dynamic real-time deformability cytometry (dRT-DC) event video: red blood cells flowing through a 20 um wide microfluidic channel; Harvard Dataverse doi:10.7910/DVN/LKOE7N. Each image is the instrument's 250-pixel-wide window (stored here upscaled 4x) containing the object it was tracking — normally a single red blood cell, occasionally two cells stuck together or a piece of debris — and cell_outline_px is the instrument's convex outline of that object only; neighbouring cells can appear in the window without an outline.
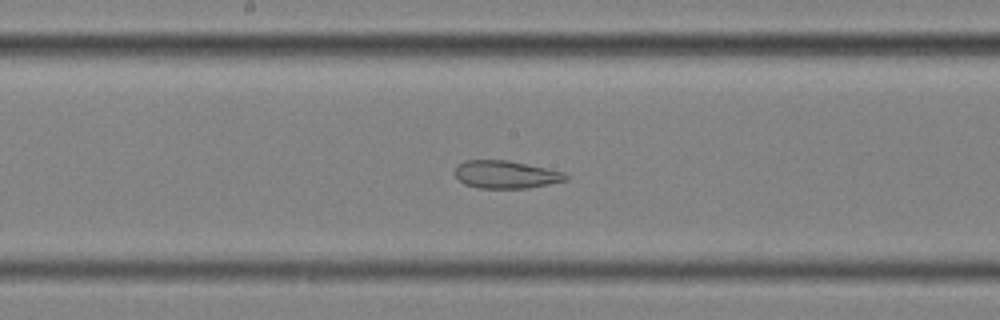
{"species": "common noctule bat (a hibernating species)", "species_latin": "Nyctalus noctula", "temperature_condition": "cold", "stored_images_in_passage": 45, "segment_of_instrument_passage": [2, 2], "camera_frame_rate_fps": 3000, "um_per_image_px": 0.085, "animal": {"sex": "female", "body_mass_g": 25.1}, "frame": {"image": 1, "passage_image": 18, "time_ms": 5.667, "image_size_px": [1000, 320], "cell_outline_px": [[568, 180], [528, 188], [476, 188], [464, 184], [456, 176], [456, 168], [464, 160], [508, 160], [548, 168], [564, 172], [568, 176]], "centroid_in_image_um": [43.02, 14.83], "position_along_channel_um": 205.2, "area_um2": 17.92}}
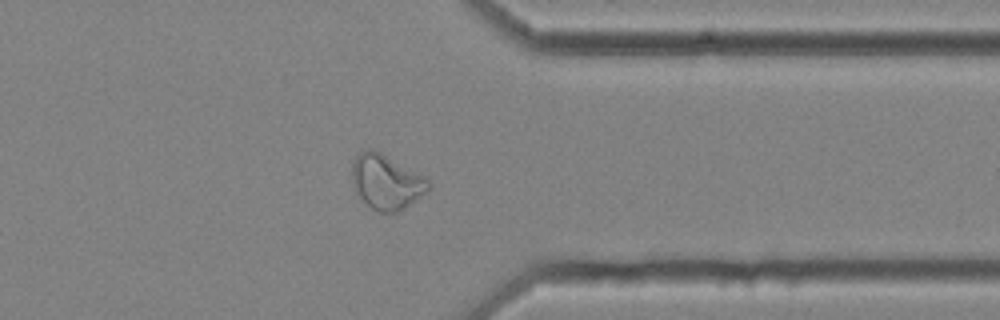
{"frame": {"image": 2, "passage_image": 33, "time_ms": 10.667, "image_size_px": [1000, 320], "cell_outline_px": [[432, 184], [428, 192], [404, 208], [396, 212], [380, 212], [372, 208], [356, 192], [352, 180], [352, 164], [356, 156], [364, 148], [372, 148], [380, 152], [424, 176]], "centroid_in_image_um": [32.85, 15.44], "position_along_channel_um": 378.6, "area_um2": 24.22}}
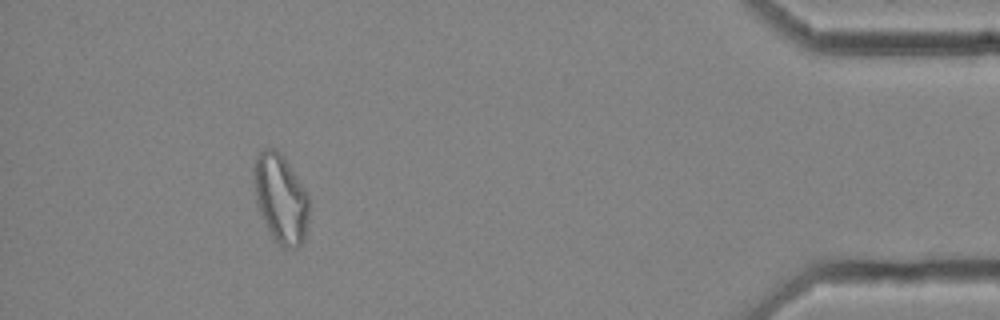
{"frame": {"image": 3, "passage_image": 40, "time_ms": 13.0, "image_size_px": [1000, 320], "cell_outline_px": [[308, 216], [304, 240], [296, 248], [284, 248], [268, 232], [256, 204], [252, 172], [252, 168], [256, 156], [264, 148], [276, 148], [284, 156], [308, 192]], "centroid_in_image_um": [23.83, 16.83], "position_along_channel_um": 411.4, "area_um2": 29.02}}